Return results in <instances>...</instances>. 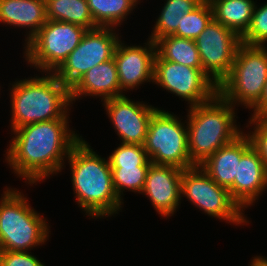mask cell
<instances>
[{
	"mask_svg": "<svg viewBox=\"0 0 267 266\" xmlns=\"http://www.w3.org/2000/svg\"><path fill=\"white\" fill-rule=\"evenodd\" d=\"M68 121L53 119L11 131L14 136L6 149L5 161L17 177L33 186L65 168V159L82 138L69 128Z\"/></svg>",
	"mask_w": 267,
	"mask_h": 266,
	"instance_id": "1",
	"label": "cell"
},
{
	"mask_svg": "<svg viewBox=\"0 0 267 266\" xmlns=\"http://www.w3.org/2000/svg\"><path fill=\"white\" fill-rule=\"evenodd\" d=\"M77 204L91 218H106L120 212L121 201L113 187L112 169L104 157L81 138L67 158Z\"/></svg>",
	"mask_w": 267,
	"mask_h": 266,
	"instance_id": "2",
	"label": "cell"
},
{
	"mask_svg": "<svg viewBox=\"0 0 267 266\" xmlns=\"http://www.w3.org/2000/svg\"><path fill=\"white\" fill-rule=\"evenodd\" d=\"M10 102L11 131L32 123L68 119L72 107L70 89L48 72L12 83Z\"/></svg>",
	"mask_w": 267,
	"mask_h": 266,
	"instance_id": "3",
	"label": "cell"
},
{
	"mask_svg": "<svg viewBox=\"0 0 267 266\" xmlns=\"http://www.w3.org/2000/svg\"><path fill=\"white\" fill-rule=\"evenodd\" d=\"M188 108V149L195 165L203 163L243 132L236 124L235 107L218 93L208 102Z\"/></svg>",
	"mask_w": 267,
	"mask_h": 266,
	"instance_id": "4",
	"label": "cell"
},
{
	"mask_svg": "<svg viewBox=\"0 0 267 266\" xmlns=\"http://www.w3.org/2000/svg\"><path fill=\"white\" fill-rule=\"evenodd\" d=\"M50 226L20 190L6 187L0 198V250L30 251L46 243Z\"/></svg>",
	"mask_w": 267,
	"mask_h": 266,
	"instance_id": "5",
	"label": "cell"
},
{
	"mask_svg": "<svg viewBox=\"0 0 267 266\" xmlns=\"http://www.w3.org/2000/svg\"><path fill=\"white\" fill-rule=\"evenodd\" d=\"M267 82V45L241 43L230 73L219 83L218 94L234 107L253 109L261 100Z\"/></svg>",
	"mask_w": 267,
	"mask_h": 266,
	"instance_id": "6",
	"label": "cell"
},
{
	"mask_svg": "<svg viewBox=\"0 0 267 266\" xmlns=\"http://www.w3.org/2000/svg\"><path fill=\"white\" fill-rule=\"evenodd\" d=\"M182 120L160 108L153 113L143 145L153 164L182 170L196 166L189 156L187 123Z\"/></svg>",
	"mask_w": 267,
	"mask_h": 266,
	"instance_id": "7",
	"label": "cell"
},
{
	"mask_svg": "<svg viewBox=\"0 0 267 266\" xmlns=\"http://www.w3.org/2000/svg\"><path fill=\"white\" fill-rule=\"evenodd\" d=\"M86 28L63 21L47 20L40 30L24 43V58L40 72L54 73L79 45Z\"/></svg>",
	"mask_w": 267,
	"mask_h": 266,
	"instance_id": "8",
	"label": "cell"
},
{
	"mask_svg": "<svg viewBox=\"0 0 267 266\" xmlns=\"http://www.w3.org/2000/svg\"><path fill=\"white\" fill-rule=\"evenodd\" d=\"M181 197L208 216L237 226L251 223L244 211L231 198L229 190L219 186L200 165L184 169L181 177Z\"/></svg>",
	"mask_w": 267,
	"mask_h": 266,
	"instance_id": "9",
	"label": "cell"
},
{
	"mask_svg": "<svg viewBox=\"0 0 267 266\" xmlns=\"http://www.w3.org/2000/svg\"><path fill=\"white\" fill-rule=\"evenodd\" d=\"M115 31L110 27L87 30L79 45L54 72L55 76L70 89L89 69L114 58L121 39Z\"/></svg>",
	"mask_w": 267,
	"mask_h": 266,
	"instance_id": "10",
	"label": "cell"
},
{
	"mask_svg": "<svg viewBox=\"0 0 267 266\" xmlns=\"http://www.w3.org/2000/svg\"><path fill=\"white\" fill-rule=\"evenodd\" d=\"M153 84L187 101L189 107L208 102L218 93V86L202 68L163 60L157 53Z\"/></svg>",
	"mask_w": 267,
	"mask_h": 266,
	"instance_id": "11",
	"label": "cell"
},
{
	"mask_svg": "<svg viewBox=\"0 0 267 266\" xmlns=\"http://www.w3.org/2000/svg\"><path fill=\"white\" fill-rule=\"evenodd\" d=\"M194 41L203 71L218 86L230 73L241 38L212 19Z\"/></svg>",
	"mask_w": 267,
	"mask_h": 266,
	"instance_id": "12",
	"label": "cell"
},
{
	"mask_svg": "<svg viewBox=\"0 0 267 266\" xmlns=\"http://www.w3.org/2000/svg\"><path fill=\"white\" fill-rule=\"evenodd\" d=\"M102 104L121 143L144 145L149 121L158 107L143 101L134 102L126 95L111 98Z\"/></svg>",
	"mask_w": 267,
	"mask_h": 266,
	"instance_id": "13",
	"label": "cell"
},
{
	"mask_svg": "<svg viewBox=\"0 0 267 266\" xmlns=\"http://www.w3.org/2000/svg\"><path fill=\"white\" fill-rule=\"evenodd\" d=\"M123 42L120 39L116 46L114 61L122 95H125L124 91L136 90L145 82L153 83L156 45L149 38L143 46H129Z\"/></svg>",
	"mask_w": 267,
	"mask_h": 266,
	"instance_id": "14",
	"label": "cell"
},
{
	"mask_svg": "<svg viewBox=\"0 0 267 266\" xmlns=\"http://www.w3.org/2000/svg\"><path fill=\"white\" fill-rule=\"evenodd\" d=\"M182 172L176 166L150 164L141 194L147 196L161 217L173 216L181 204Z\"/></svg>",
	"mask_w": 267,
	"mask_h": 266,
	"instance_id": "15",
	"label": "cell"
},
{
	"mask_svg": "<svg viewBox=\"0 0 267 266\" xmlns=\"http://www.w3.org/2000/svg\"><path fill=\"white\" fill-rule=\"evenodd\" d=\"M267 189V167L258 151L251 146L238 163L237 175L228 189L231 198L244 209L251 207Z\"/></svg>",
	"mask_w": 267,
	"mask_h": 266,
	"instance_id": "16",
	"label": "cell"
},
{
	"mask_svg": "<svg viewBox=\"0 0 267 266\" xmlns=\"http://www.w3.org/2000/svg\"><path fill=\"white\" fill-rule=\"evenodd\" d=\"M85 95V96H84ZM100 97L101 102L122 96L114 58L89 69L71 88V103L80 97Z\"/></svg>",
	"mask_w": 267,
	"mask_h": 266,
	"instance_id": "17",
	"label": "cell"
},
{
	"mask_svg": "<svg viewBox=\"0 0 267 266\" xmlns=\"http://www.w3.org/2000/svg\"><path fill=\"white\" fill-rule=\"evenodd\" d=\"M252 146L248 134L242 132L232 142L222 146L209 156L200 167L219 186L229 189L237 175L241 156Z\"/></svg>",
	"mask_w": 267,
	"mask_h": 266,
	"instance_id": "18",
	"label": "cell"
},
{
	"mask_svg": "<svg viewBox=\"0 0 267 266\" xmlns=\"http://www.w3.org/2000/svg\"><path fill=\"white\" fill-rule=\"evenodd\" d=\"M0 22L29 29L27 43L47 22L45 0H0Z\"/></svg>",
	"mask_w": 267,
	"mask_h": 266,
	"instance_id": "19",
	"label": "cell"
},
{
	"mask_svg": "<svg viewBox=\"0 0 267 266\" xmlns=\"http://www.w3.org/2000/svg\"><path fill=\"white\" fill-rule=\"evenodd\" d=\"M213 19L235 32L240 38L246 33L253 15L254 0H208Z\"/></svg>",
	"mask_w": 267,
	"mask_h": 266,
	"instance_id": "20",
	"label": "cell"
},
{
	"mask_svg": "<svg viewBox=\"0 0 267 266\" xmlns=\"http://www.w3.org/2000/svg\"><path fill=\"white\" fill-rule=\"evenodd\" d=\"M156 53L163 59L176 62L192 68H202L199 52L195 41L168 35L159 38L156 42Z\"/></svg>",
	"mask_w": 267,
	"mask_h": 266,
	"instance_id": "21",
	"label": "cell"
},
{
	"mask_svg": "<svg viewBox=\"0 0 267 266\" xmlns=\"http://www.w3.org/2000/svg\"><path fill=\"white\" fill-rule=\"evenodd\" d=\"M45 3L47 20L69 22L87 30L97 27L87 0H45Z\"/></svg>",
	"mask_w": 267,
	"mask_h": 266,
	"instance_id": "22",
	"label": "cell"
},
{
	"mask_svg": "<svg viewBox=\"0 0 267 266\" xmlns=\"http://www.w3.org/2000/svg\"><path fill=\"white\" fill-rule=\"evenodd\" d=\"M140 0H87L97 27H121Z\"/></svg>",
	"mask_w": 267,
	"mask_h": 266,
	"instance_id": "23",
	"label": "cell"
},
{
	"mask_svg": "<svg viewBox=\"0 0 267 266\" xmlns=\"http://www.w3.org/2000/svg\"><path fill=\"white\" fill-rule=\"evenodd\" d=\"M202 1L203 0H166L149 39L156 42L159 38L173 35L177 31L181 17L191 12Z\"/></svg>",
	"mask_w": 267,
	"mask_h": 266,
	"instance_id": "24",
	"label": "cell"
},
{
	"mask_svg": "<svg viewBox=\"0 0 267 266\" xmlns=\"http://www.w3.org/2000/svg\"><path fill=\"white\" fill-rule=\"evenodd\" d=\"M113 187L118 198L123 201L125 190L142 193L150 166H110Z\"/></svg>",
	"mask_w": 267,
	"mask_h": 266,
	"instance_id": "25",
	"label": "cell"
},
{
	"mask_svg": "<svg viewBox=\"0 0 267 266\" xmlns=\"http://www.w3.org/2000/svg\"><path fill=\"white\" fill-rule=\"evenodd\" d=\"M213 19V12L208 0H203L196 8L181 17L177 37L195 40Z\"/></svg>",
	"mask_w": 267,
	"mask_h": 266,
	"instance_id": "26",
	"label": "cell"
},
{
	"mask_svg": "<svg viewBox=\"0 0 267 266\" xmlns=\"http://www.w3.org/2000/svg\"><path fill=\"white\" fill-rule=\"evenodd\" d=\"M110 166H150L152 163L143 145L120 143L108 157Z\"/></svg>",
	"mask_w": 267,
	"mask_h": 266,
	"instance_id": "27",
	"label": "cell"
},
{
	"mask_svg": "<svg viewBox=\"0 0 267 266\" xmlns=\"http://www.w3.org/2000/svg\"><path fill=\"white\" fill-rule=\"evenodd\" d=\"M257 7L255 4L250 25L241 37L245 45L265 46L267 42V3Z\"/></svg>",
	"mask_w": 267,
	"mask_h": 266,
	"instance_id": "28",
	"label": "cell"
},
{
	"mask_svg": "<svg viewBox=\"0 0 267 266\" xmlns=\"http://www.w3.org/2000/svg\"><path fill=\"white\" fill-rule=\"evenodd\" d=\"M248 123L250 127L254 126L253 131L247 132L252 146L258 151L267 167V117H250Z\"/></svg>",
	"mask_w": 267,
	"mask_h": 266,
	"instance_id": "29",
	"label": "cell"
},
{
	"mask_svg": "<svg viewBox=\"0 0 267 266\" xmlns=\"http://www.w3.org/2000/svg\"><path fill=\"white\" fill-rule=\"evenodd\" d=\"M28 251L0 250V266H45Z\"/></svg>",
	"mask_w": 267,
	"mask_h": 266,
	"instance_id": "30",
	"label": "cell"
},
{
	"mask_svg": "<svg viewBox=\"0 0 267 266\" xmlns=\"http://www.w3.org/2000/svg\"><path fill=\"white\" fill-rule=\"evenodd\" d=\"M250 117H267V82L264 86L262 98L260 102L252 109Z\"/></svg>",
	"mask_w": 267,
	"mask_h": 266,
	"instance_id": "31",
	"label": "cell"
},
{
	"mask_svg": "<svg viewBox=\"0 0 267 266\" xmlns=\"http://www.w3.org/2000/svg\"><path fill=\"white\" fill-rule=\"evenodd\" d=\"M249 266H267V257L254 256Z\"/></svg>",
	"mask_w": 267,
	"mask_h": 266,
	"instance_id": "32",
	"label": "cell"
}]
</instances>
